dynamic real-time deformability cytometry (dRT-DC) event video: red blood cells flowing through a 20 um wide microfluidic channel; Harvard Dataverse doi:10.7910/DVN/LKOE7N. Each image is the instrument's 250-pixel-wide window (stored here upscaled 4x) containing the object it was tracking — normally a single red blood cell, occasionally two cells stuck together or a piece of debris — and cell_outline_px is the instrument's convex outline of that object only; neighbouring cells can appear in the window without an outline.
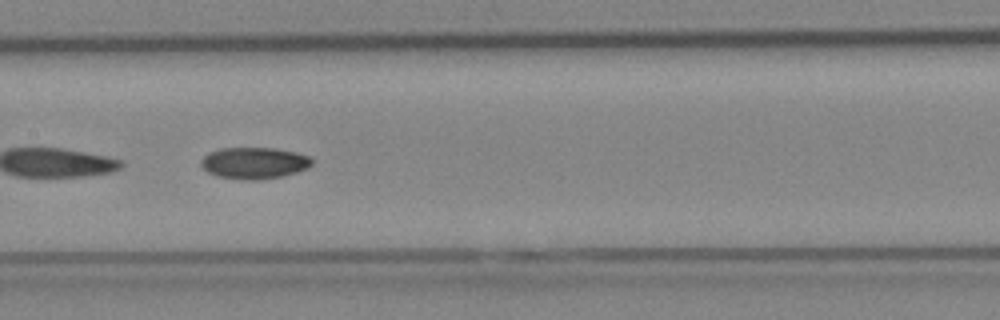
{"species": "Egyptian fruit bat (a non-hibernating species)", "species_latin": "Rousettus aegyptiacus", "temperature_condition": "cold", "stored_images_in_passage": 31, "camera_frame_rate_fps": 3000, "um_per_image_px": 0.085, "animal": {"sex": "female"}, "frame": {"image": 1, "passage_image": 13, "time_ms": 4.0, "image_size_px": [1000, 320], "cell_outline_px": [[312, 164], [308, 168], [284, 176], [256, 180], [244, 180], [216, 176], [208, 172], [200, 164], [200, 160], [208, 152], [220, 148], [276, 148], [296, 152], [308, 156], [312, 160]], "centroid_in_image_um": [21.59, 13.85], "position_along_channel_um": 185.8, "area_um2": 20.52}}
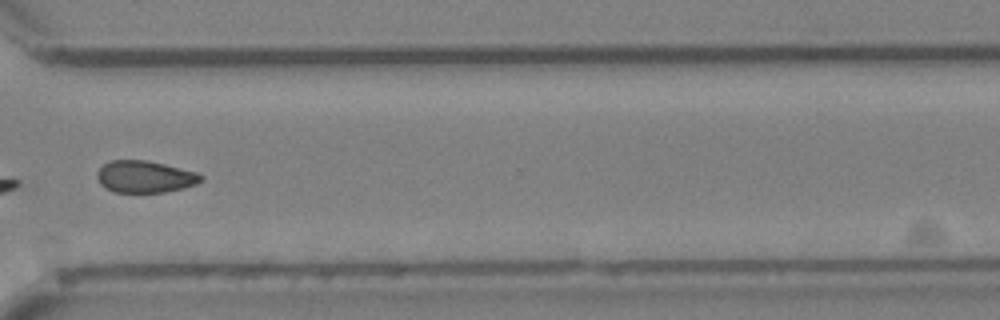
{"frame": {"image": 2, "passage_image": 26, "time_ms": 8.333, "image_size_px": [1000, 320], "cell_outline_px": [[204, 180], [196, 184], [184, 188], [164, 192], [112, 192], [104, 188], [100, 184], [96, 176], [96, 172], [104, 164], [112, 160], [148, 160], [196, 172], [204, 176]], "centroid_in_image_um": [12.31, 15.02], "position_along_channel_um": 358.3, "area_um2": 19.48}}